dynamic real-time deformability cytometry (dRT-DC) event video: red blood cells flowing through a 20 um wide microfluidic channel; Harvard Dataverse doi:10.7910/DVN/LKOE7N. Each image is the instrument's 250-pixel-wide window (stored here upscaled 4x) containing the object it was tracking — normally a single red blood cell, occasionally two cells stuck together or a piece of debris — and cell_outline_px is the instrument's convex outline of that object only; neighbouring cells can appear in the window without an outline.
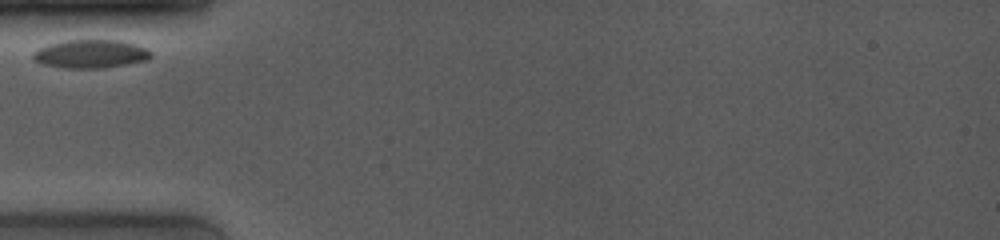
{"species": "common noctule bat (a hibernating species)", "species_latin": "Nyctalus noctula", "temperature_condition": "room temperature", "stored_images_in_passage": 24, "camera_frame_rate_fps": 4000, "um_per_image_px": 0.085, "animal": {"sex": "female", "body_mass_g": 19.0, "forearm_length_mm": 53.3}, "frame": {"image": 1, "passage_image": 1, "time_ms": 0.0, "image_size_px": [1000, 240], "cell_outline_px": [[152, 56], [148, 60], [100, 68], [64, 68], [40, 64], [32, 56], [32, 52], [36, 48], [48, 44], [64, 40], [120, 40], [136, 44], [148, 48], [152, 52]], "centroid_in_image_um": [7.69, 4.57], "position_along_channel_um": 77.3, "area_um2": 19.71}}
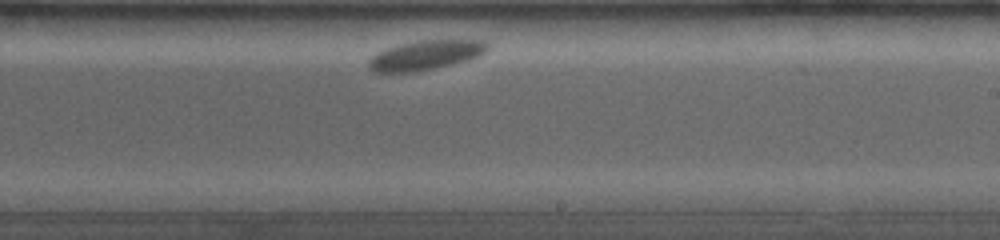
{"frame": {"image": 2, "passage_image": 13, "time_ms": 5.25, "image_size_px": [1000, 240], "cell_outline_px": [[488, 48], [480, 56], [468, 60], [436, 68], [412, 72], [372, 72], [368, 68], [368, 60], [372, 56], [388, 48], [400, 44], [416, 40], [484, 40], [488, 44]], "centroid_in_image_um": [36.17, 4.69], "position_along_channel_um": 252.8, "area_um2": 20.4}}
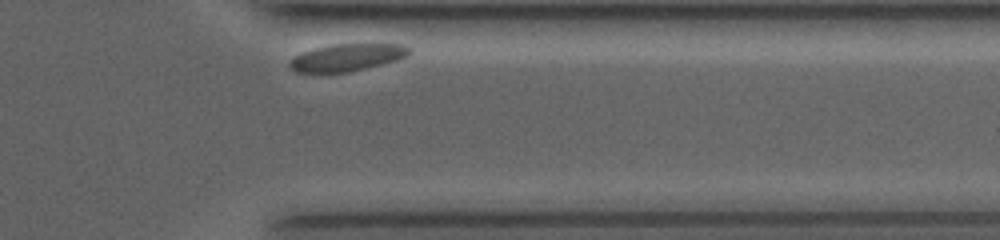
{"frame": {"image": 3, "passage_image": 24, "time_ms": 9.0, "image_size_px": [1000, 240], "cell_outline_px": [[412, 52], [408, 56], [396, 60], [348, 72], [296, 72], [288, 64], [300, 52], [312, 48], [332, 44], [404, 44], [412, 48]], "centroid_in_image_um": [29.53, 4.86], "position_along_channel_um": 381.9, "area_um2": 18.9}}